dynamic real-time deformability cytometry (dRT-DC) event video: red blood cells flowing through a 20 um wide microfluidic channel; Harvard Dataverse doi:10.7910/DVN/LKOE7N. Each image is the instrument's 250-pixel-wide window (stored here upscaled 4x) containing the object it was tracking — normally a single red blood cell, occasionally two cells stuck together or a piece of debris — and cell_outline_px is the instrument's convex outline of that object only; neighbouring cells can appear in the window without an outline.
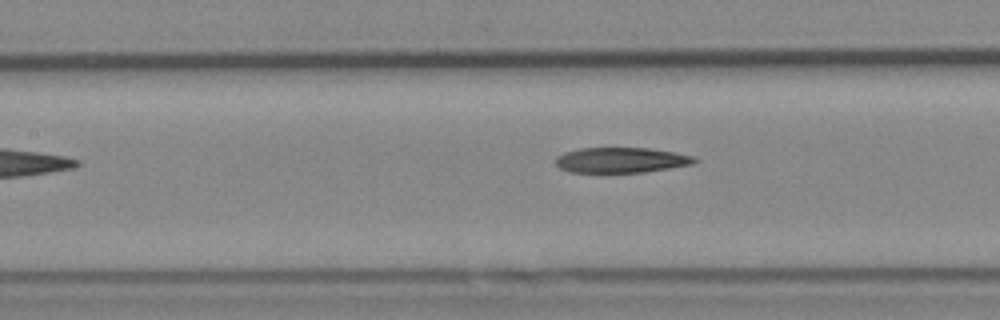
{"species": "Egyptian fruit bat (a non-hibernating species)", "species_latin": "Rousettus aegyptiacus", "temperature_condition": "cold", "stored_images_in_passage": 4, "camera_frame_rate_fps": 3000, "um_per_image_px": 0.085, "animal": {"sex": "female"}, "frame": {"image": 1, "passage_image": 4, "time_ms": 1.0, "image_size_px": [1000, 320], "cell_outline_px": [[700, 160], [692, 164], [644, 172], [568, 172], [560, 168], [556, 164], [556, 156], [564, 152], [580, 148], [648, 148], [696, 156]], "centroid_in_image_um": [52.79, 13.6], "position_along_channel_um": 154.6, "area_um2": 20.46}}